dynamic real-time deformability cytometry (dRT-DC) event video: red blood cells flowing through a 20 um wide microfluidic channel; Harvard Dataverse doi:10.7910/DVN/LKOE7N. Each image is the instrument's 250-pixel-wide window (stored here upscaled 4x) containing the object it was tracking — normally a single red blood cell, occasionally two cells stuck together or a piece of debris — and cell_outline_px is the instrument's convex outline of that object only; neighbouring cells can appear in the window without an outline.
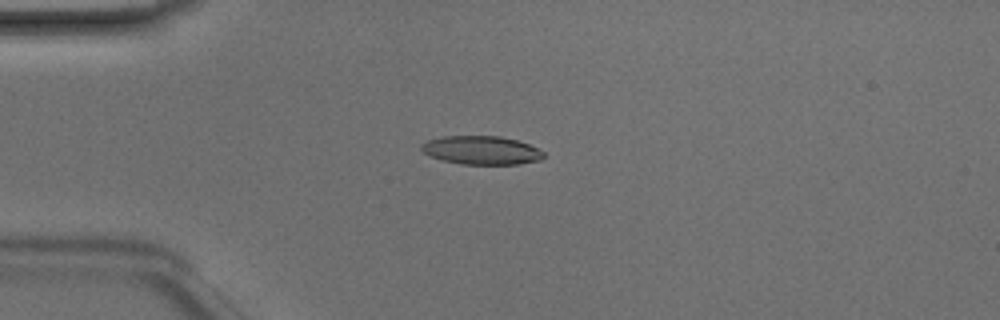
{"species": "Egyptian fruit bat (a non-hibernating species)", "species_latin": "Rousettus aegyptiacus", "temperature_condition": "room temperature", "stored_images_in_passage": 37, "camera_frame_rate_fps": 3000, "um_per_image_px": 0.085, "animal": {"sex": "male"}, "frame": {"image": 1, "passage_image": 1, "time_ms": 0.0, "image_size_px": [1000, 320], "cell_outline_px": [[544, 156], [540, 160], [520, 164], [460, 164], [444, 160], [432, 156], [424, 152], [420, 148], [420, 144], [428, 140], [444, 136], [500, 136], [516, 140], [528, 144], [544, 152]], "centroid_in_image_um": [40.92, 12.77], "position_along_channel_um": 44.1, "area_um2": 20.17}}
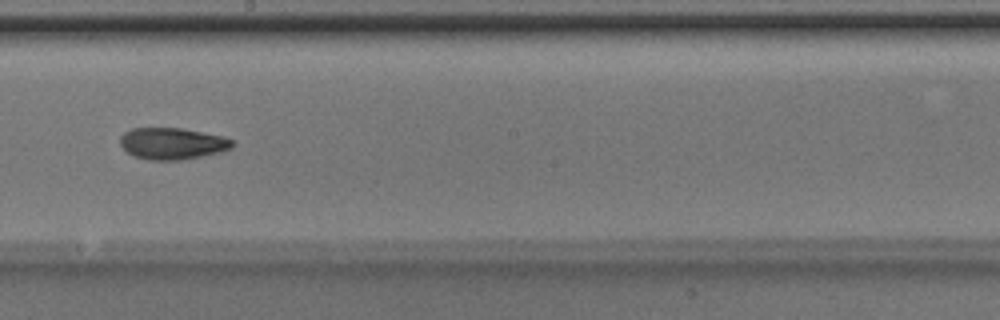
{"frame": {"image": 2, "passage_image": 16, "time_ms": 5.0, "image_size_px": [1000, 320], "cell_outline_px": [[236, 144], [232, 148], [220, 152], [180, 160], [148, 160], [132, 156], [120, 144], [120, 136], [124, 132], [132, 128], [180, 128], [220, 136], [232, 140]], "centroid_in_image_um": [14.62, 12.2], "position_along_channel_um": 233.6, "area_um2": 20.58}}
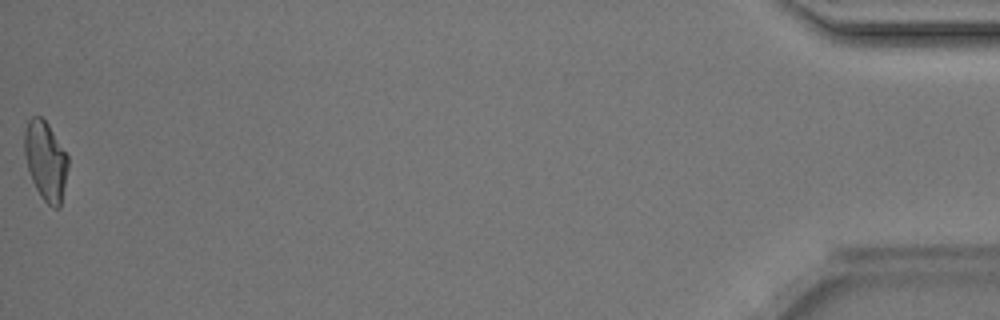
{"frame": {"image": 3, "passage_image": 37, "time_ms": 12.0, "image_size_px": [1000, 320], "cell_outline_px": [[68, 164], [60, 208], [52, 208], [40, 196], [32, 180], [28, 168], [24, 152], [24, 128], [28, 120], [32, 116], [40, 116], [48, 124], [68, 156]], "centroid_in_image_um": [3.86, 13.65], "position_along_channel_um": 431.3, "area_um2": 19.94}, "authors_computed_cell_mechanics": {"area_um2": 20.1722, "velocity_mm_per_s": 4.2165, "shape_relaxation_time_tau1_ms": 7.2048, "shape_relaxation_time_tau2_ms": 3.2171, "deformation_change_tau1": 0.2102, "deformation_change_tau2": 0.1}}